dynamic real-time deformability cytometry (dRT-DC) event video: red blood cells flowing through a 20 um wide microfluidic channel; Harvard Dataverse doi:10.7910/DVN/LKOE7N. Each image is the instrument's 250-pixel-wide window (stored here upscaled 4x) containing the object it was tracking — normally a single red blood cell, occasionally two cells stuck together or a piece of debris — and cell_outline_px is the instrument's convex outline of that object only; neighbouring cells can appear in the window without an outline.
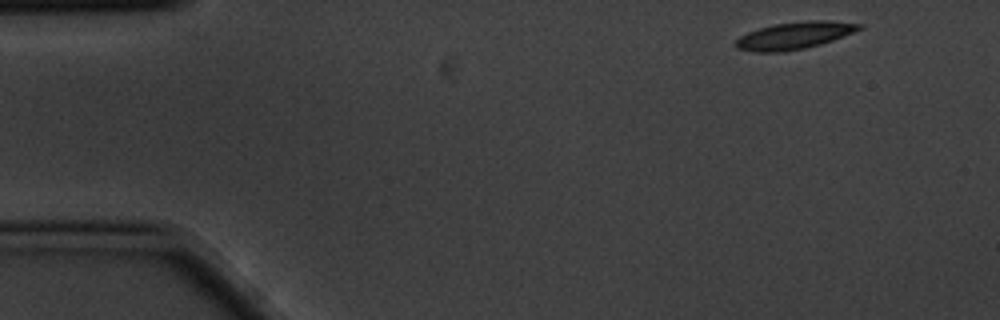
{"species": "common noctule bat (a hibernating species)", "species_latin": "Nyctalus noctula", "temperature_condition": "cold", "stored_images_in_passage": 11, "camera_frame_rate_fps": 3000, "um_per_image_px": 0.085, "animal": {"sex": "male", "body_mass_g": 20.1, "forearm_length_mm": 53.5}, "frame": {"image": 1, "passage_image": 1, "time_ms": 0.0, "image_size_px": [1000, 320], "cell_outline_px": [[864, 28], [844, 36], [820, 44], [804, 48], [780, 52], [752, 52], [736, 48], [736, 40], [740, 36], [748, 32], [772, 24], [804, 20], [828, 20], [864, 24]], "centroid_in_image_um": [67.55, 3.0], "position_along_channel_um": 17.5, "area_um2": 19.65}}
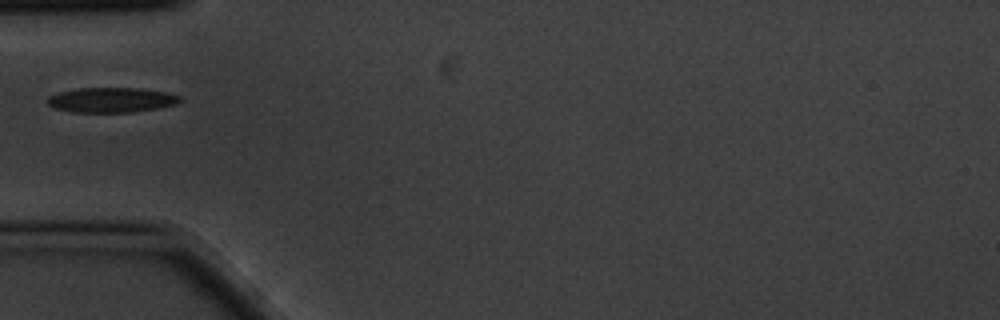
{"frame": {"image": 2, "passage_image": 4, "time_ms": 1.0, "image_size_px": [1000, 320], "cell_outline_px": [[184, 100], [176, 104], [160, 108], [132, 112], [72, 112], [56, 108], [48, 104], [48, 96], [60, 92], [80, 88], [140, 88], [164, 92], [184, 96]], "centroid_in_image_um": [9.55, 8.5], "position_along_channel_um": 75.5, "area_um2": 19.31}}